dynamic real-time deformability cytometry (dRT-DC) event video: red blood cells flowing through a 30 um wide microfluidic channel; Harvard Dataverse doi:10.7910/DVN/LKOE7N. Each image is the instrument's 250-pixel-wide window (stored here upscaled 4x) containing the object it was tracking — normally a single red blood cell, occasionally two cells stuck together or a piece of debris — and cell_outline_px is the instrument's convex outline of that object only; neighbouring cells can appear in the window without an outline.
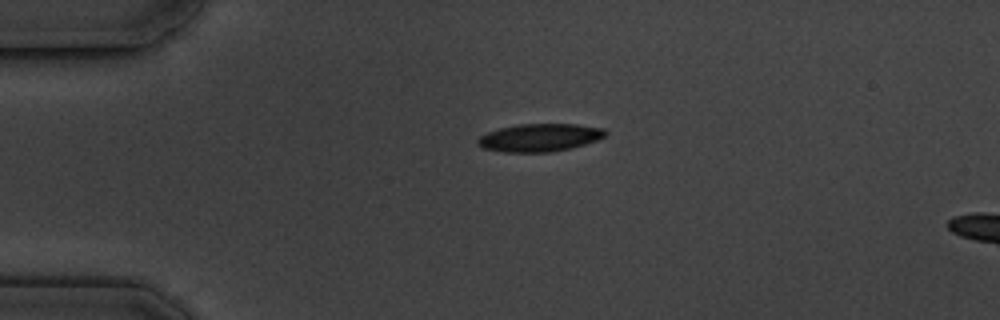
{"species": "common noctule bat (a hibernating species)", "species_latin": "Nyctalus noctula", "temperature_condition": "cold", "stored_images_in_passage": 2, "camera_frame_rate_fps": 3000, "um_per_image_px": 0.085, "animal": {"sex": "male", "body_mass_g": 19.5, "forearm_length_mm": 54.6}, "frame": {"image": 1, "passage_image": 1, "time_ms": 0.0, "image_size_px": [1000, 320], "cell_outline_px": [[608, 132], [604, 136], [596, 140], [584, 144], [552, 152], [504, 152], [484, 148], [476, 144], [476, 140], [480, 136], [488, 132], [500, 128], [516, 124], [576, 124], [604, 128]], "centroid_in_image_um": [45.85, 11.69], "position_along_channel_um": 39.2, "area_um2": 20.63}}